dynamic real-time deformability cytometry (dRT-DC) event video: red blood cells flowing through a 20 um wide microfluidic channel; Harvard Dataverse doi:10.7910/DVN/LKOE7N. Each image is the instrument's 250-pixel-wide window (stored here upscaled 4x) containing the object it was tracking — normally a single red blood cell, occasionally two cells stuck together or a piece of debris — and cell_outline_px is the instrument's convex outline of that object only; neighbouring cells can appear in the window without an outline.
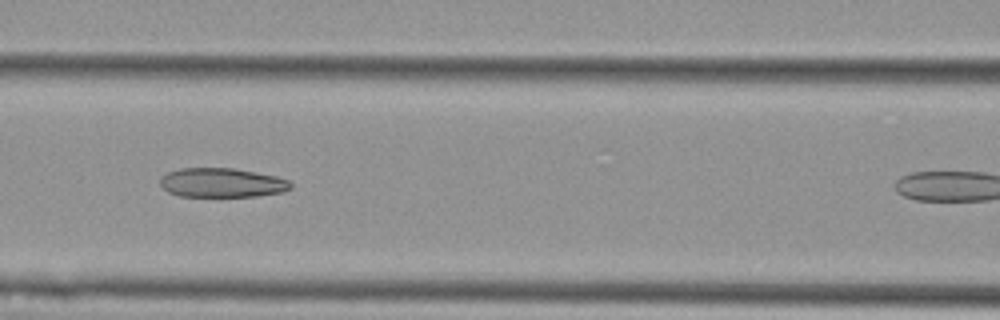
{"species": "Egyptian fruit bat (a non-hibernating species)", "species_latin": "Rousettus aegyptiacus", "temperature_condition": "cold", "stored_images_in_passage": 5, "camera_frame_rate_fps": 3000, "um_per_image_px": 0.085, "animal": {"sex": "female"}, "frame": {"image": 1, "passage_image": 4, "time_ms": 1.0, "image_size_px": [1000, 320], "cell_outline_px": [[292, 188], [284, 192], [256, 196], [180, 196], [168, 192], [160, 184], [160, 176], [168, 172], [180, 168], [232, 168], [256, 172], [276, 176], [288, 180], [292, 184]], "centroid_in_image_um": [18.87, 15.53], "position_along_channel_um": 147.7, "area_um2": 22.31}}